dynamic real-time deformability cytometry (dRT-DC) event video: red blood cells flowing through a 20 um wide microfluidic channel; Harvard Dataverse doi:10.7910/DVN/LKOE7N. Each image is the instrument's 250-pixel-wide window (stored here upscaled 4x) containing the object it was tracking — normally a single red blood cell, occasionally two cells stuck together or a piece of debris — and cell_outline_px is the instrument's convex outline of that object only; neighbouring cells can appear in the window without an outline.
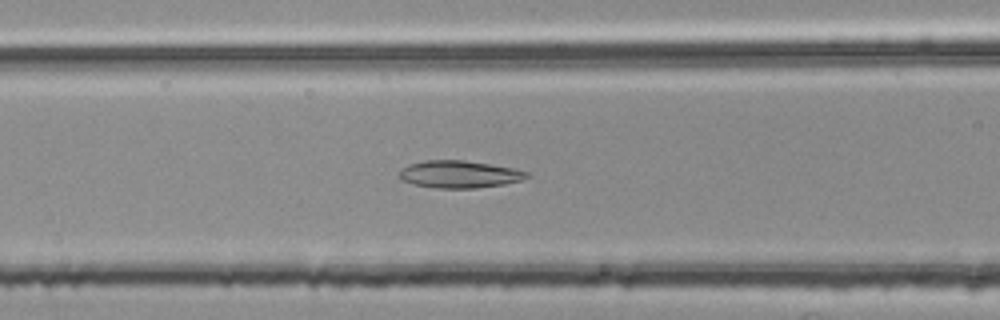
{"species": "common noctule bat (a hibernating species)", "species_latin": "Nyctalus noctula", "temperature_condition": "room temperature", "stored_images_in_passage": 53, "camera_frame_rate_fps": 3000, "um_per_image_px": 0.085, "animal": {"sex": "female", "body_mass_g": 25.1}, "frame": {"image": 1, "passage_image": 20, "time_ms": 6.333, "image_size_px": [1000, 320], "cell_outline_px": [[528, 176], [520, 180], [504, 184], [476, 188], [436, 188], [416, 184], [400, 180], [396, 176], [400, 168], [408, 164], [428, 160], [464, 160], [516, 168], [528, 172]], "centroid_in_image_um": [38.99, 14.8], "position_along_channel_um": 127.6, "area_um2": 20.4}}
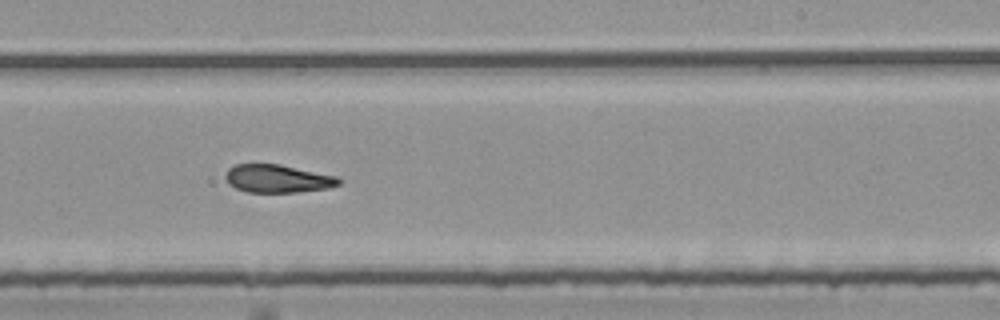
{"frame": {"image": 2, "passage_image": 31, "time_ms": 10.0, "image_size_px": [1000, 320], "cell_outline_px": [[344, 180], [340, 184], [328, 188], [296, 192], [248, 192], [236, 188], [228, 184], [224, 176], [228, 168], [236, 164], [280, 164], [336, 176]], "centroid_in_image_um": [23.59, 15.18], "position_along_channel_um": 265.4, "area_um2": 18.55}}
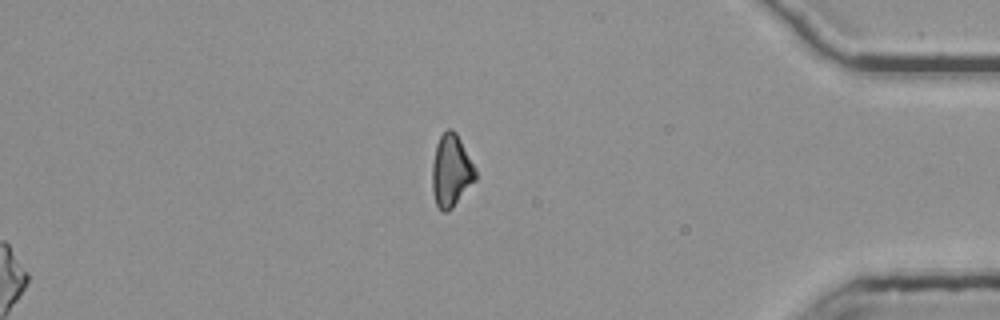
{"frame": {"image": 3, "passage_image": 53, "time_ms": 17.333, "image_size_px": [1000, 320], "cell_outline_px": [[476, 180], [452, 208], [448, 212], [440, 212], [436, 204], [432, 192], [432, 164], [436, 144], [440, 136], [448, 128], [452, 128], [456, 132], [476, 168]], "centroid_in_image_um": [38.34, 14.53], "position_along_channel_um": 396.9, "area_um2": 18.44}, "authors_computed_cell_mechanics": {"area_um2": 19.4208, "velocity_mm_per_s": 3.768, "shape_relaxation_time_tau1_ms": null, "shape_relaxation_time_tau2_ms": 2.8326, "deformation_change_tau1": null, "deformation_change_tau2": 0.1148}}